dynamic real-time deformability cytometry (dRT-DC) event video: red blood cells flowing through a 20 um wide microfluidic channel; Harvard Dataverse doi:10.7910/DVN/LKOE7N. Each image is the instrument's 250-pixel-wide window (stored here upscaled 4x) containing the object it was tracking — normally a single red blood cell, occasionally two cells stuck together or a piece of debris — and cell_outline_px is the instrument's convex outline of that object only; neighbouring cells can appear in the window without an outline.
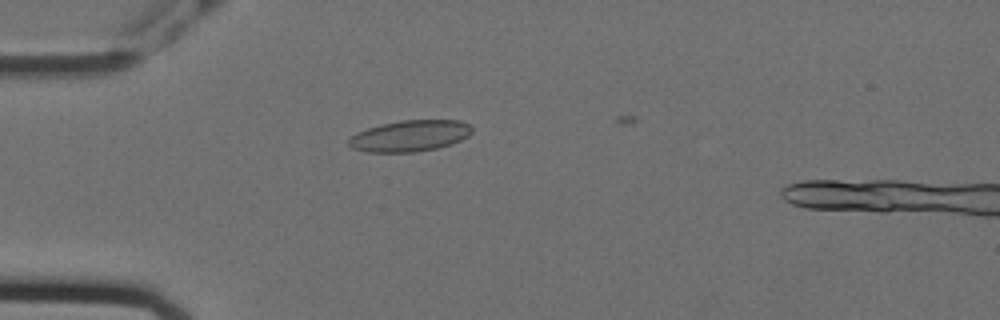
{"species": "Egyptian fruit bat (a non-hibernating species)", "species_latin": "Rousettus aegyptiacus", "temperature_condition": "cold", "stored_images_in_passage": 31, "camera_frame_rate_fps": 3000, "um_per_image_px": 0.085, "animal": {"sex": "female"}, "frame": {"image": 1, "passage_image": 2, "time_ms": 0.333, "image_size_px": [1000, 320], "cell_outline_px": [[472, 132], [468, 136], [452, 144], [436, 148], [416, 152], [368, 152], [352, 148], [348, 144], [348, 140], [356, 132], [380, 124], [400, 120], [460, 120], [472, 124]], "centroid_in_image_um": [34.86, 11.54], "position_along_channel_um": 50.1, "area_um2": 22.6}}
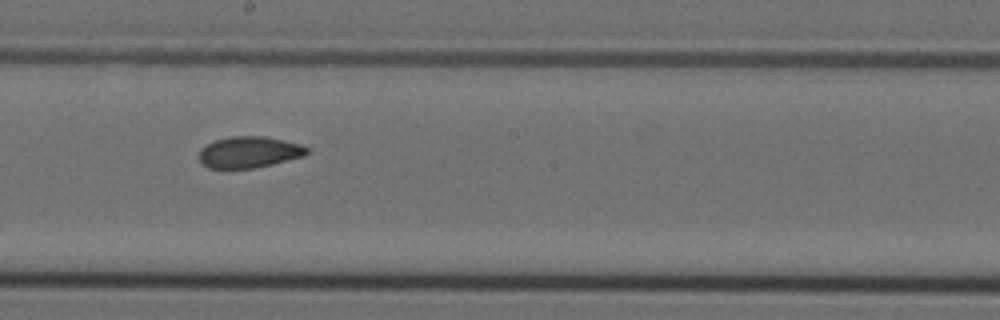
{"frame": {"image": 2, "passage_image": 18, "time_ms": 5.667, "image_size_px": [1000, 320], "cell_outline_px": [[308, 152], [304, 156], [256, 168], [208, 168], [200, 164], [200, 148], [216, 140], [232, 136], [264, 136], [300, 144], [308, 148]], "centroid_in_image_um": [21.16, 12.94], "position_along_channel_um": 227.0, "area_um2": 19.59}}
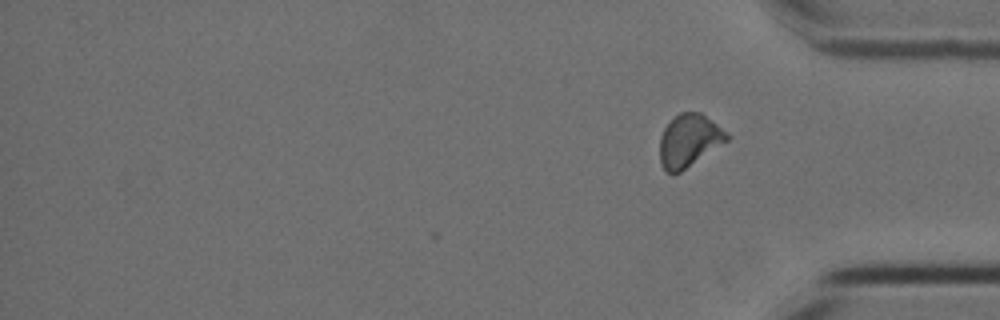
{"frame": {"image": 3, "passage_image": 31, "time_ms": 10.0, "image_size_px": [1000, 320], "cell_outline_px": [[728, 140], [680, 172], [672, 176], [660, 164], [660, 136], [664, 128], [680, 112], [700, 112], [728, 132]], "centroid_in_image_um": [58.55, 11.96], "position_along_channel_um": 376.6, "area_um2": 20.35}, "authors_computed_cell_mechanics": {"area_um2": 20.3456, "velocity_mm_per_s": 3.5596, "shape_relaxation_time_tau1_ms": 9.1903, "shape_relaxation_time_tau2_ms": 3.4477, "deformation_change_tau1": 0.1667, "deformation_change_tau2": 0.0846}}